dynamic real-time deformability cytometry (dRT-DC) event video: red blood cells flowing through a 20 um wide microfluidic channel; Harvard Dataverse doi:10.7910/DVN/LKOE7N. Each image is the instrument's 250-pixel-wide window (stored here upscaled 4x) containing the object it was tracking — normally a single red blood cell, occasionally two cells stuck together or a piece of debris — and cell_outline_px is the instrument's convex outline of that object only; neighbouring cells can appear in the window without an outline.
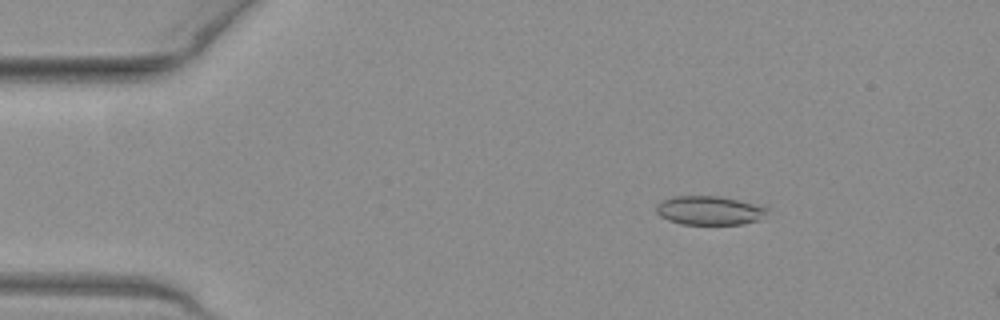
{"species": "common noctule bat (a hibernating species)", "species_latin": "Nyctalus noctula", "temperature_condition": "warm", "stored_images_in_passage": 12, "camera_frame_rate_fps": 3000, "um_per_image_px": 0.085, "animal": {"sex": "female", "body_mass_g": 19.3, "forearm_length_mm": 54.1}, "frame": {"image": 1, "passage_image": 6, "time_ms": 1.667, "image_size_px": [1000, 320], "cell_outline_px": [[768, 212], [756, 220], [740, 224], [680, 224], [668, 220], [660, 216], [656, 212], [656, 204], [660, 200], [672, 196], [720, 196], [768, 208]], "centroid_in_image_um": [60.2, 17.88], "position_along_channel_um": 24.8, "area_um2": 18.5}}